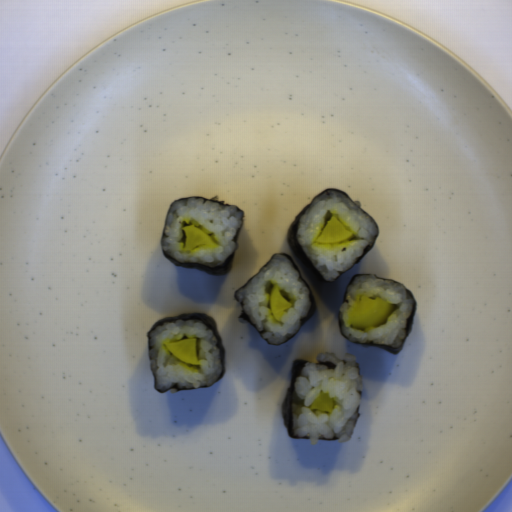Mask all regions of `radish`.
I'll return each mask as SVG.
<instances>
[{
	"label": "radish",
	"instance_id": "1f323893",
	"mask_svg": "<svg viewBox=\"0 0 512 512\" xmlns=\"http://www.w3.org/2000/svg\"><path fill=\"white\" fill-rule=\"evenodd\" d=\"M397 310V306L383 299L364 298L349 309L348 314L354 328L369 329L386 323L388 317Z\"/></svg>",
	"mask_w": 512,
	"mask_h": 512
},
{
	"label": "radish",
	"instance_id": "8e3532e8",
	"mask_svg": "<svg viewBox=\"0 0 512 512\" xmlns=\"http://www.w3.org/2000/svg\"><path fill=\"white\" fill-rule=\"evenodd\" d=\"M165 347L171 354L180 360L192 366L197 365L198 346L196 337L166 343Z\"/></svg>",
	"mask_w": 512,
	"mask_h": 512
},
{
	"label": "radish",
	"instance_id": "49b2ee8c",
	"mask_svg": "<svg viewBox=\"0 0 512 512\" xmlns=\"http://www.w3.org/2000/svg\"><path fill=\"white\" fill-rule=\"evenodd\" d=\"M353 232L348 230L335 216H333L326 224L325 228L316 238V242L320 243H337L349 240Z\"/></svg>",
	"mask_w": 512,
	"mask_h": 512
},
{
	"label": "radish",
	"instance_id": "1c65be97",
	"mask_svg": "<svg viewBox=\"0 0 512 512\" xmlns=\"http://www.w3.org/2000/svg\"><path fill=\"white\" fill-rule=\"evenodd\" d=\"M185 234V245L184 248L186 250H193L205 245H213L212 239L207 236L204 232H202L200 229L192 226L187 225L183 227L182 229Z\"/></svg>",
	"mask_w": 512,
	"mask_h": 512
},
{
	"label": "radish",
	"instance_id": "8ad9b29f",
	"mask_svg": "<svg viewBox=\"0 0 512 512\" xmlns=\"http://www.w3.org/2000/svg\"><path fill=\"white\" fill-rule=\"evenodd\" d=\"M269 303L272 316L280 321L286 315L292 305L281 295L278 286L272 287L269 295Z\"/></svg>",
	"mask_w": 512,
	"mask_h": 512
},
{
	"label": "radish",
	"instance_id": "8779124a",
	"mask_svg": "<svg viewBox=\"0 0 512 512\" xmlns=\"http://www.w3.org/2000/svg\"><path fill=\"white\" fill-rule=\"evenodd\" d=\"M337 402L326 392H321L310 405L309 409L332 412Z\"/></svg>",
	"mask_w": 512,
	"mask_h": 512
}]
</instances>
